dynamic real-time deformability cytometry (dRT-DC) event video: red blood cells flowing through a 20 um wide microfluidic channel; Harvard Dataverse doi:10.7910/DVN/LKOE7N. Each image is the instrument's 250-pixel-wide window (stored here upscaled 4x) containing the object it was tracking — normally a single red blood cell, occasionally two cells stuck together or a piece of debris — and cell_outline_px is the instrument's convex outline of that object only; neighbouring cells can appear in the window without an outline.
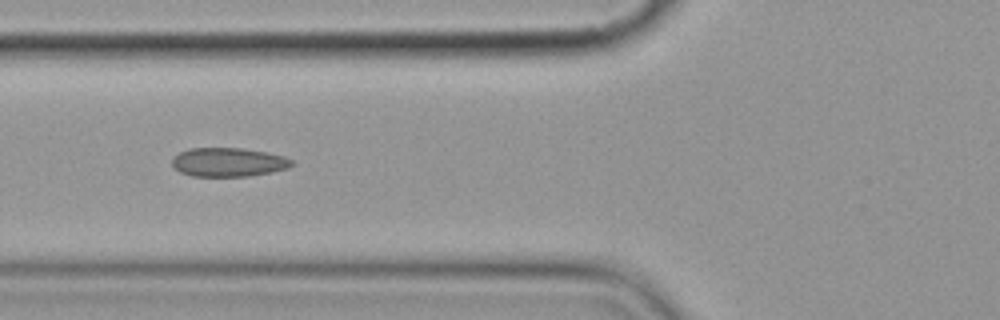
{"species": "common noctule bat (a hibernating species)", "species_latin": "Nyctalus noctula", "temperature_condition": "cold", "stored_images_in_passage": 10, "camera_frame_rate_fps": 3000, "um_per_image_px": 0.085, "animal": {"sex": "female", "body_mass_g": 19.9}, "frame": {"image": 1, "passage_image": 5, "time_ms": 4.667, "image_size_px": [1000, 320], "cell_outline_px": [[292, 164], [288, 168], [272, 172], [248, 176], [192, 176], [180, 172], [172, 168], [172, 156], [188, 148], [240, 148], [264, 152], [284, 156], [292, 160]], "centroid_in_image_um": [19.35, 13.79], "position_along_channel_um": 106.4, "area_um2": 20.17}}
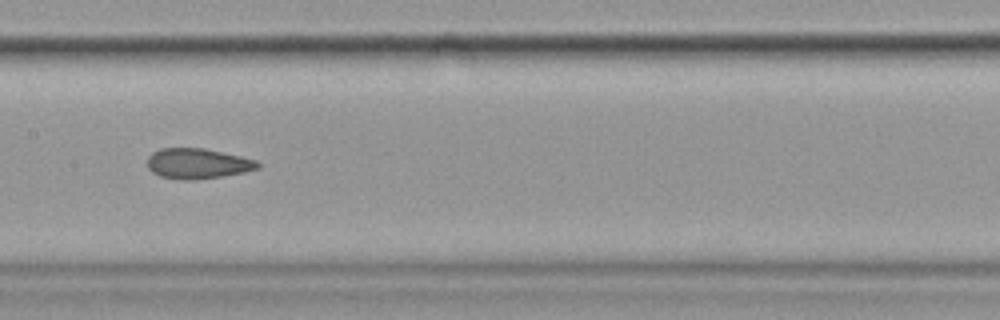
{"frame": {"image": 2, "passage_image": 7, "time_ms": 7.0, "image_size_px": [1000, 320], "cell_outline_px": [[260, 168], [244, 172], [196, 180], [180, 180], [160, 176], [152, 172], [148, 168], [148, 156], [152, 152], [160, 148], [204, 148], [240, 156], [256, 160], [260, 164]], "centroid_in_image_um": [16.78, 13.9], "position_along_channel_um": 190.6, "area_um2": 19.54}}
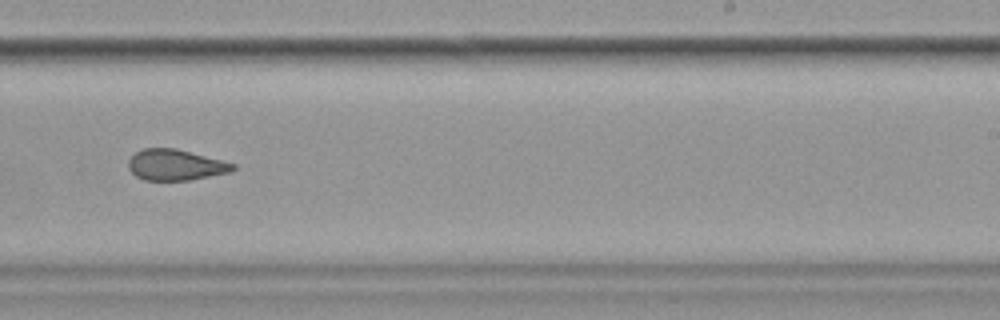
{"frame": {"image": 3, "passage_image": 9, "time_ms": 9.333, "image_size_px": [1000, 320], "cell_outline_px": [[236, 168], [232, 172], [188, 180], [144, 180], [136, 176], [128, 168], [128, 160], [136, 152], [144, 148], [176, 148], [236, 164]], "centroid_in_image_um": [14.92, 14.02], "position_along_channel_um": 274.1, "area_um2": 18.79}}